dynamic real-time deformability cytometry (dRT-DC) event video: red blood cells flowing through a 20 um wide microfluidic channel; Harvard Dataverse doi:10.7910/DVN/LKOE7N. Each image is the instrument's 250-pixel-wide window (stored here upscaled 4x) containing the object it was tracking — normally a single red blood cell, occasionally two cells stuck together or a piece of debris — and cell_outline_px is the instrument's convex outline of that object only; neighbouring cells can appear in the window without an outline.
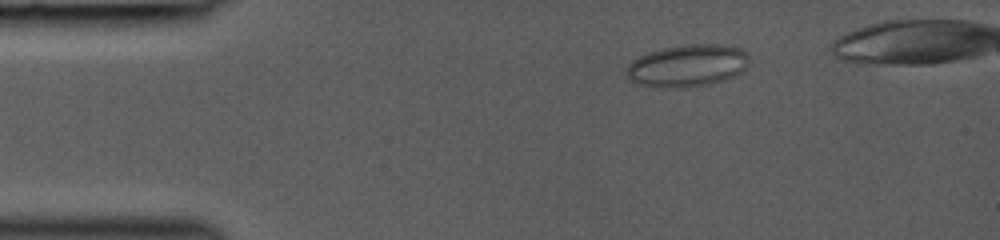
{"species": "common noctule bat (a hibernating species)", "species_latin": "Nyctalus noctula", "temperature_condition": "room temperature", "stored_images_in_passage": 12, "camera_frame_rate_fps": 3000, "um_per_image_px": 0.085, "animal": {"sex": "female", "body_mass_g": 19.0, "forearm_length_mm": 53.3}, "frame": {"image": 1, "passage_image": 1, "time_ms": 0.0, "image_size_px": [1000, 240], "cell_outline_px": [[748, 64], [736, 76], [724, 80], [708, 84], [672, 88], [636, 84], [624, 72], [624, 68], [632, 60], [648, 52], [664, 48], [688, 44], [724, 44], [740, 48], [748, 52]], "centroid_in_image_um": [58.43, 5.56], "position_along_channel_um": 26.6, "area_um2": 30.23}}
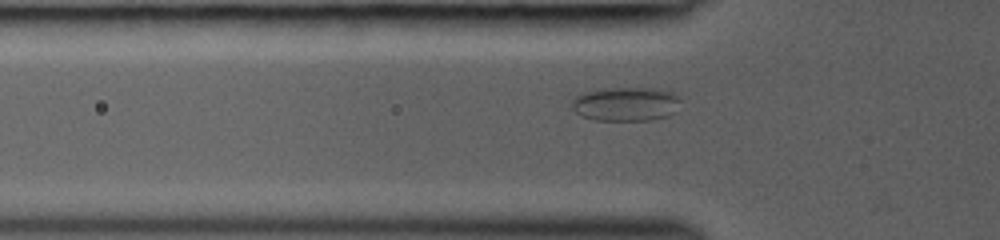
{"frame": {"image": 2, "passage_image": 9, "time_ms": 2.667, "image_size_px": [1000, 240], "cell_outline_px": [[680, 100], [676, 112], [668, 116], [652, 120], [592, 120], [580, 116], [572, 108], [572, 100], [576, 96], [588, 92], [604, 88], [648, 88], [672, 92]], "centroid_in_image_um": [53.19, 8.86], "position_along_channel_um": 72.6, "area_um2": 21.5}}